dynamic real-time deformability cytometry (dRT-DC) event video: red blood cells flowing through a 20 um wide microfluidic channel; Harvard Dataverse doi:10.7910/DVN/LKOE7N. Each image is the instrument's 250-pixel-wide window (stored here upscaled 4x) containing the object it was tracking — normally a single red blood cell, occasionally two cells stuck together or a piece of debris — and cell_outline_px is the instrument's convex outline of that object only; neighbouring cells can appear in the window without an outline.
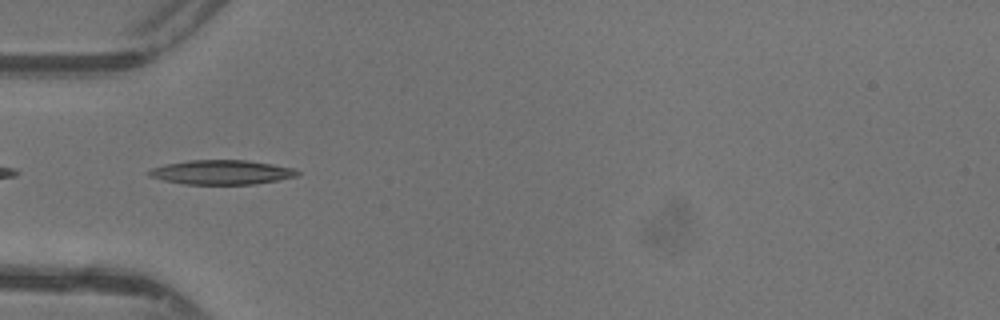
{"species": "common noctule bat (a hibernating species)", "species_latin": "Nyctalus noctula", "temperature_condition": "warm", "stored_images_in_passage": 43, "camera_frame_rate_fps": 3000, "um_per_image_px": 0.085, "animal": {"sex": "female"}, "frame": {"image": 1, "passage_image": 11, "time_ms": 3.333, "image_size_px": [1000, 320], "cell_outline_px": [[300, 172], [296, 176], [276, 180], [252, 184], [184, 184], [164, 180], [148, 176], [148, 172], [152, 168], [164, 164], [188, 160], [244, 160], [272, 164], [292, 168]], "centroid_in_image_um": [18.78, 14.64], "position_along_channel_um": 66.2, "area_um2": 20.87}}
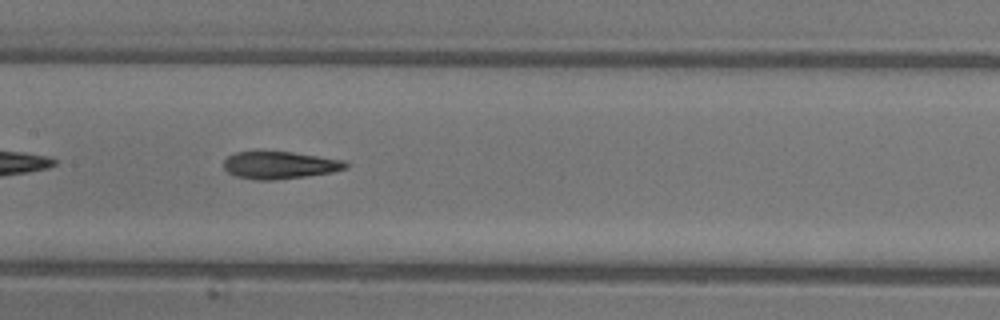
{"frame": {"image": 2, "passage_image": 19, "time_ms": 6.0, "image_size_px": [1000, 320], "cell_outline_px": [[348, 168], [332, 172], [276, 180], [256, 180], [236, 176], [228, 172], [224, 168], [224, 160], [228, 156], [236, 152], [256, 148], [260, 148], [292, 152], [344, 160], [348, 164]], "centroid_in_image_um": [23.72, 13.99], "position_along_channel_um": 183.7, "area_um2": 20.17}}
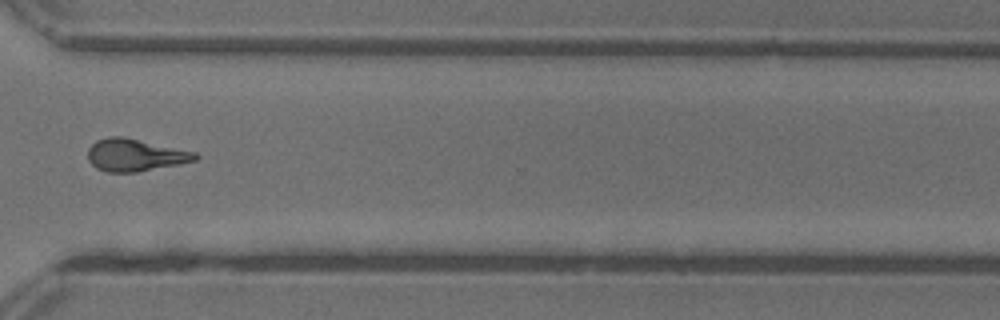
{"frame": {"image": 3, "passage_image": 31, "time_ms": 10.0, "image_size_px": [1000, 320], "cell_outline_px": [[200, 156], [196, 160], [180, 164], [136, 172], [108, 172], [96, 168], [88, 160], [88, 148], [96, 140], [108, 136], [124, 136], [196, 152]], "centroid_in_image_um": [11.48, 13.17], "position_along_channel_um": 359.1, "area_um2": 20.35}, "authors_computed_cell_mechanics": {"area_um2": 19.941, "velocity_mm_per_s": 4.3984, "shape_relaxation_time_tau1_ms": 6.3534, "shape_relaxation_time_tau2_ms": 2.3935, "deformation_change_tau1": 0.2331, "deformation_change_tau2": 0.1203}}